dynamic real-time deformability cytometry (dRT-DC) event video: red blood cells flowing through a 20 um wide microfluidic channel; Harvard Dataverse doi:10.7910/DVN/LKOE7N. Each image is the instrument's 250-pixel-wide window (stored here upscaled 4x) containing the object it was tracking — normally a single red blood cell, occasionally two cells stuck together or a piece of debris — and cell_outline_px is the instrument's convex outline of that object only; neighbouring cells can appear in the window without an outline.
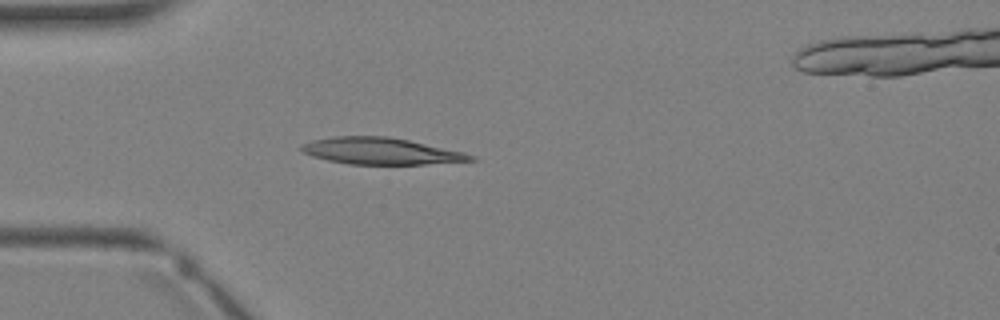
{"species": "Egyptian fruit bat (a non-hibernating species)", "species_latin": "Rousettus aegyptiacus", "temperature_condition": "warm", "stored_images_in_passage": 3, "camera_frame_rate_fps": 3000, "um_per_image_px": 0.085, "animal": {"sex": "female"}, "frame": {"image": 1, "passage_image": 2, "time_ms": 1.0, "image_size_px": [1000, 320], "cell_outline_px": [[476, 160], [424, 164], [348, 164], [328, 160], [312, 156], [304, 152], [300, 148], [300, 144], [332, 136], [388, 136], [408, 140], [464, 152], [476, 156]], "centroid_in_image_um": [32.37, 12.84], "position_along_channel_um": 52.6, "area_um2": 26.07}}